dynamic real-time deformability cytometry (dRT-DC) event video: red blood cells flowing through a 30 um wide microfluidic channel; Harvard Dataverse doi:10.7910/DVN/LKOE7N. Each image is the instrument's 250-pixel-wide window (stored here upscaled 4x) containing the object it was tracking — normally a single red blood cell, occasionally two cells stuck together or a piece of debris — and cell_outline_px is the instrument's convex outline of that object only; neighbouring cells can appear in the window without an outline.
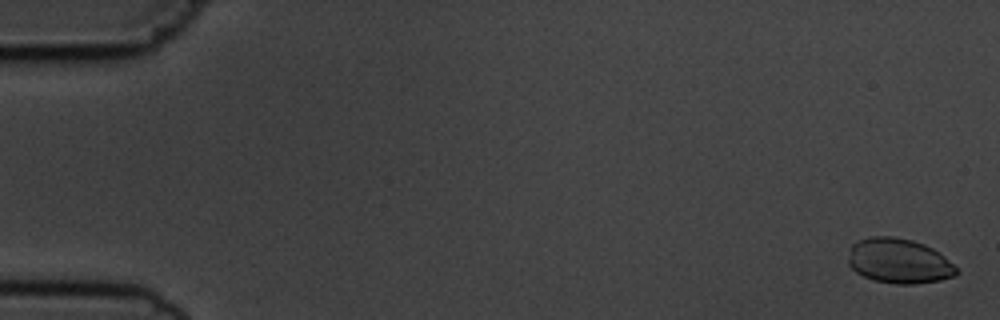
{"species": "common noctule bat (a hibernating species)", "species_latin": "Nyctalus noctula", "temperature_condition": "cold", "stored_images_in_passage": 6, "camera_frame_rate_fps": 3000, "um_per_image_px": 0.085, "animal": {"sex": "male", "body_mass_g": 19.5, "forearm_length_mm": 54.6}, "frame": {"image": 1, "passage_image": 1, "time_ms": 0.0, "image_size_px": [1000, 320], "cell_outline_px": [[960, 272], [952, 276], [940, 280], [916, 284], [896, 284], [872, 280], [856, 272], [848, 264], [848, 260], [852, 244], [860, 240], [872, 236], [892, 236], [912, 240], [924, 244], [932, 248], [944, 256]], "centroid_in_image_um": [76.4, 22.19], "position_along_channel_um": 8.6, "area_um2": 28.21}}